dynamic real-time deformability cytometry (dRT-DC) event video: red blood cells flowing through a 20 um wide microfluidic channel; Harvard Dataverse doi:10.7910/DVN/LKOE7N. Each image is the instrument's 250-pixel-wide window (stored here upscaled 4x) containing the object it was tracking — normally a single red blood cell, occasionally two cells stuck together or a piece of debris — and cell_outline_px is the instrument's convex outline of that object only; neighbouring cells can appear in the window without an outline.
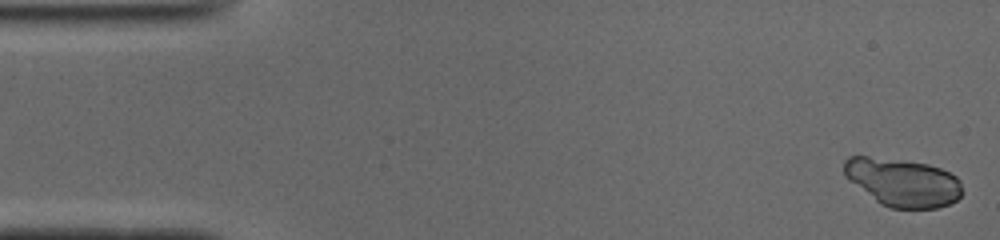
{"species": "common noctule bat (a hibernating species)", "species_latin": "Nyctalus noctula", "temperature_condition": "cold", "stored_images_in_passage": 14, "camera_frame_rate_fps": 3000, "um_per_image_px": 0.085, "animal": {"sex": "male", "body_mass_g": 19.0, "forearm_length_mm": 50.8}, "frame": {"image": 1, "passage_image": 1, "time_ms": 0.0, "image_size_px": [1000, 240], "cell_outline_px": [[964, 192], [956, 200], [948, 204], [936, 208], [892, 208], [880, 204], [848, 180], [844, 176], [844, 160], [848, 156], [868, 156], [928, 164], [940, 168], [956, 176], [960, 180]], "centroid_in_image_um": [76.73, 15.5], "position_along_channel_um": 8.3, "area_um2": 33.12}}